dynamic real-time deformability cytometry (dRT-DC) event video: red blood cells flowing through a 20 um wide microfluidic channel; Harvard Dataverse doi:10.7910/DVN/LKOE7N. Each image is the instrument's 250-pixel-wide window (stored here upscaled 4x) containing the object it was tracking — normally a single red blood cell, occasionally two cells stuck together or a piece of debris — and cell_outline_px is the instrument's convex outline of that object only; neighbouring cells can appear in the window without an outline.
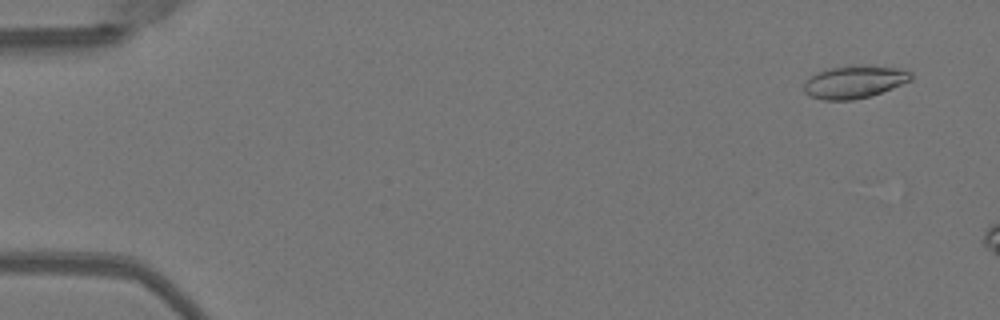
{"species": "Egyptian fruit bat (a non-hibernating species)", "species_latin": "Rousettus aegyptiacus", "temperature_condition": "warm", "stored_images_in_passage": 6, "camera_frame_rate_fps": 3000, "um_per_image_px": 0.085, "animal": {"sex": "female"}, "frame": {"image": 1, "passage_image": 3, "time_ms": 0.667, "image_size_px": [1000, 320], "cell_outline_px": [[912, 80], [872, 96], [852, 100], [824, 100], [812, 96], [804, 92], [804, 84], [816, 72], [828, 68], [856, 64], [900, 68], [912, 72]], "centroid_in_image_um": [72.65, 6.95], "position_along_channel_um": 12.3, "area_um2": 20.52}}